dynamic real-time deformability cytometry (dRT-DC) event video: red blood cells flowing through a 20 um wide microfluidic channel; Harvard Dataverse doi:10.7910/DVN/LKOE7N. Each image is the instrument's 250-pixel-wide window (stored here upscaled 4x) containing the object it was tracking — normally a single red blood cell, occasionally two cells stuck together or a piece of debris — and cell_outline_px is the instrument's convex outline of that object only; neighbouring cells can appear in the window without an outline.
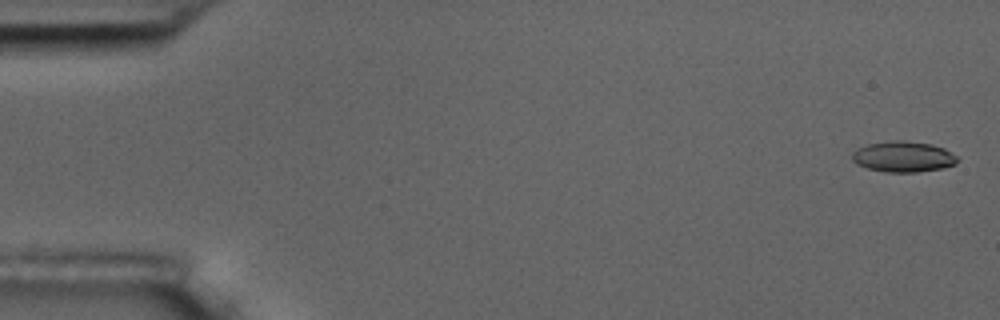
{"species": "common noctule bat (a hibernating species)", "species_latin": "Nyctalus noctula", "temperature_condition": "room temperature", "stored_images_in_passage": 5, "camera_frame_rate_fps": 3000, "um_per_image_px": 0.085, "animal": {"sex": "male", "body_mass_g": 17.5, "forearm_length_mm": 52.3}, "frame": {"image": 1, "passage_image": 1, "time_ms": 0.0, "image_size_px": [1000, 320], "cell_outline_px": [[960, 160], [956, 164], [940, 168], [916, 172], [884, 172], [868, 168], [856, 164], [852, 160], [852, 152], [856, 148], [868, 144], [888, 140], [904, 140], [932, 144], [944, 148], [956, 156]], "centroid_in_image_um": [76.75, 13.31], "position_along_channel_um": 8.2, "area_um2": 19.02}}
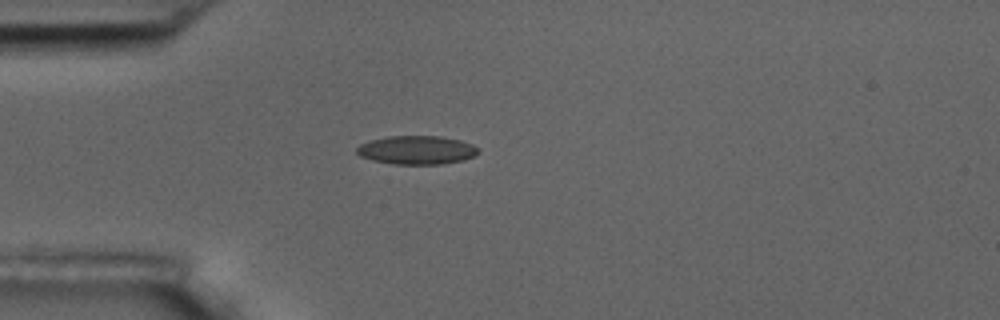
{"frame": {"image": 2, "passage_image": 5, "time_ms": 4.667, "image_size_px": [1000, 320], "cell_outline_px": [[480, 152], [464, 160], [444, 164], [396, 164], [372, 160], [360, 156], [356, 152], [356, 148], [360, 144], [368, 140], [388, 136], [440, 136], [460, 140], [472, 144], [480, 148]], "centroid_in_image_um": [35.43, 12.75], "position_along_channel_um": 49.6, "area_um2": 20.4}}